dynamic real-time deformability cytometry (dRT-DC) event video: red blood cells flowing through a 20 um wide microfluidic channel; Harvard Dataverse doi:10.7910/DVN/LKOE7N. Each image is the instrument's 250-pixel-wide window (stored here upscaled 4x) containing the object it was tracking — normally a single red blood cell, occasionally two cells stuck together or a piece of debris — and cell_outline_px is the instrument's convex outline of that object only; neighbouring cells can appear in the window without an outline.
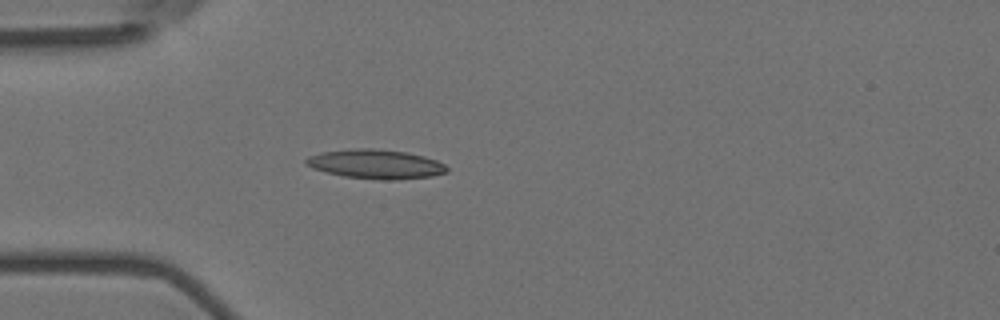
{"species": "Egyptian fruit bat (a non-hibernating species)", "species_latin": "Rousettus aegyptiacus", "temperature_condition": "room temperature", "stored_images_in_passage": 31, "camera_frame_rate_fps": 3000, "um_per_image_px": 0.085, "animal": {"sex": "female"}, "frame": {"image": 1, "passage_image": 7, "time_ms": 2.0, "image_size_px": [1000, 320], "cell_outline_px": [[448, 172], [432, 176], [396, 180], [384, 180], [344, 176], [312, 168], [304, 164], [304, 160], [308, 156], [320, 152], [352, 148], [372, 148], [408, 152], [424, 156], [436, 160], [444, 164], [448, 168]], "centroid_in_image_um": [31.93, 13.94], "position_along_channel_um": 53.1, "area_um2": 24.16}}
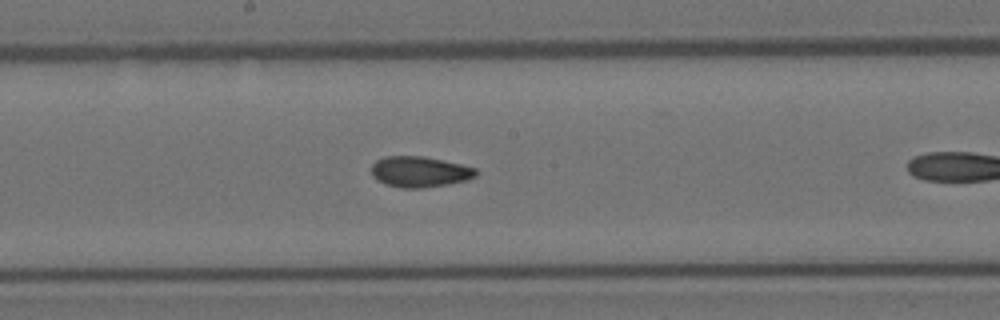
{"frame": {"image": 2, "passage_image": 17, "time_ms": 5.333, "image_size_px": [1000, 320], "cell_outline_px": [[480, 172], [476, 176], [468, 180], [448, 184], [420, 188], [400, 188], [384, 184], [376, 180], [372, 176], [372, 164], [376, 160], [384, 156], [424, 156], [460, 164], [476, 168]], "centroid_in_image_um": [35.67, 14.6], "position_along_channel_um": 212.5, "area_um2": 18.96}}
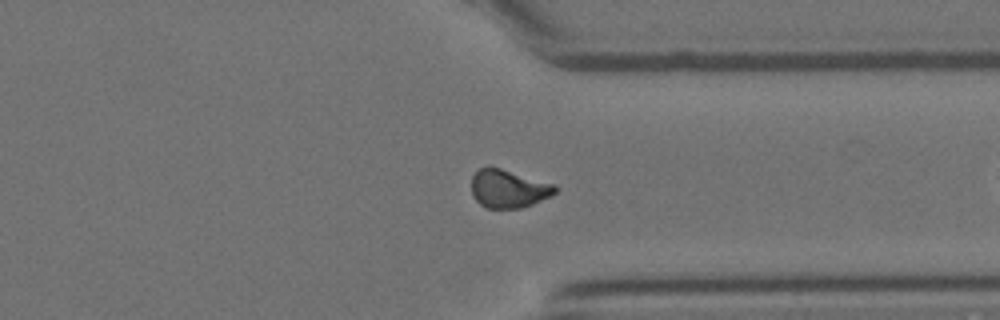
{"frame": {"image": 3, "passage_image": 30, "time_ms": 9.667, "image_size_px": [1000, 320], "cell_outline_px": [[556, 192], [552, 196], [532, 204], [520, 208], [488, 208], [480, 204], [472, 196], [472, 176], [480, 168], [500, 168], [556, 184]], "centroid_in_image_um": [43.24, 16.05], "position_along_channel_um": 368.2, "area_um2": 18.5}}